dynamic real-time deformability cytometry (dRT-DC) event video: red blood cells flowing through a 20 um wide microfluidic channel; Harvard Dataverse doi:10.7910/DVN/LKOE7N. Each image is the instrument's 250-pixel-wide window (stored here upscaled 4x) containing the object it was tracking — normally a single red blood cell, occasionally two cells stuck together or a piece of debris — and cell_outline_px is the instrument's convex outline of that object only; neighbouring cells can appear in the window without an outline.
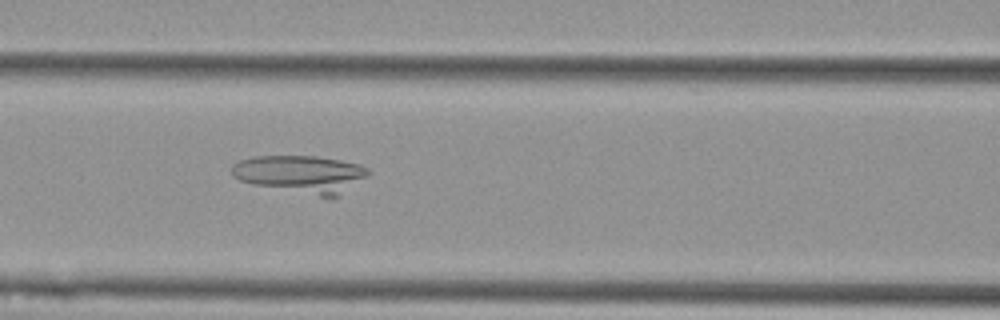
{"species": "Egyptian fruit bat (a non-hibernating species)", "species_latin": "Rousettus aegyptiacus", "temperature_condition": "cold", "stored_images_in_passage": 6, "camera_frame_rate_fps": 3000, "um_per_image_px": 0.085, "animal": {"sex": "female"}, "frame": {"image": 1, "passage_image": 6, "time_ms": 1.667, "image_size_px": [1000, 320], "cell_outline_px": [[372, 172], [368, 176], [332, 200], [252, 184], [240, 180], [232, 176], [232, 164], [240, 160], [252, 156], [316, 156], [340, 160], [360, 164], [368, 168]], "centroid_in_image_um": [25.6, 14.82], "position_along_channel_um": 141.0, "area_um2": 30.46}}